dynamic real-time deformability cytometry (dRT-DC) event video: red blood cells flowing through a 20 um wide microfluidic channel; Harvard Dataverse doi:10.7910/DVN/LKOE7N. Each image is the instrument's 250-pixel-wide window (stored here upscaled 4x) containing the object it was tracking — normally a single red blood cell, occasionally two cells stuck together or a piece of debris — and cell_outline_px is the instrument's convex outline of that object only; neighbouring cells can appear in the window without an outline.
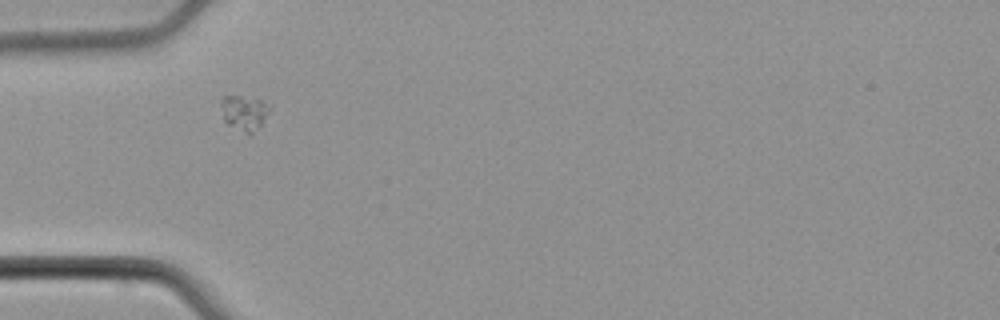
{"species": "common noctule bat (a hibernating species)", "species_latin": "Nyctalus noctula", "temperature_condition": "cold", "stored_images_in_passage": 4, "camera_frame_rate_fps": 3000, "um_per_image_px": 0.085, "animal": {"sex": "male", "body_mass_g": 21.5, "forearm_length_mm": 52.0}, "frame": {"image": 1, "passage_image": 2, "time_ms": 1.333, "image_size_px": [1000, 320], "cell_outline_px": [[272, 108], [252, 136], [228, 124], [224, 120], [220, 104], [220, 100], [224, 96], [240, 96], [272, 100]], "centroid_in_image_um": [20.83, 9.54], "position_along_channel_um": 64.2, "area_um2": 10.35}}
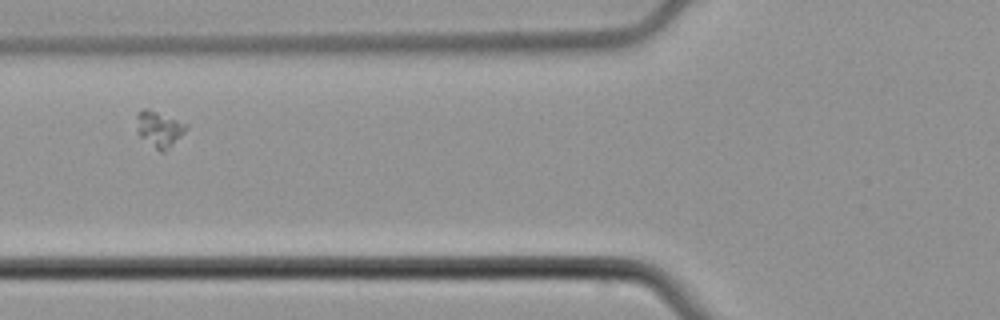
{"frame": {"image": 2, "passage_image": 3, "time_ms": 2.667, "image_size_px": [1000, 320], "cell_outline_px": [[188, 128], [164, 152], [160, 152], [140, 136], [136, 132], [136, 116], [144, 108], [156, 112], [188, 124]], "centroid_in_image_um": [13.51, 10.97], "position_along_channel_um": 112.3, "area_um2": 10.06}}